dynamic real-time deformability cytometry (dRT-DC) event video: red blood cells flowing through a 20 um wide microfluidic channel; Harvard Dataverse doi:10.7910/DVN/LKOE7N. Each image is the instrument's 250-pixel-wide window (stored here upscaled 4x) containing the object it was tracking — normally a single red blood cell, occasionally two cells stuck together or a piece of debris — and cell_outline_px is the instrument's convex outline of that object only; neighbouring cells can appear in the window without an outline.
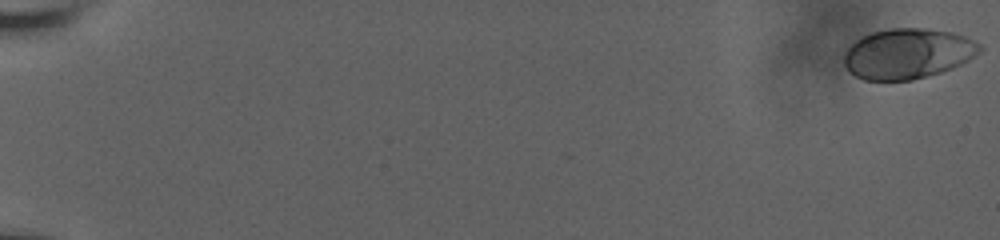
{"species": "human", "species_latin": "Homo sapiens", "temperature_condition": "room temperature", "stored_images_in_passage": 15, "camera_frame_rate_fps": 3000, "um_per_image_px": 0.085, "donor": {"sex": "male"}, "frame": {"image": 1, "passage_image": 1, "time_ms": 0.0, "image_size_px": [1000, 240], "cell_outline_px": [[984, 48], [980, 52], [968, 60], [952, 68], [928, 76], [912, 80], [864, 80], [848, 72], [844, 64], [844, 56], [848, 48], [856, 40], [872, 32], [892, 28], [928, 28], [952, 32], [964, 36], [980, 44]], "centroid_in_image_um": [77.16, 4.56], "position_along_channel_um": 7.8, "area_um2": 39.77}}
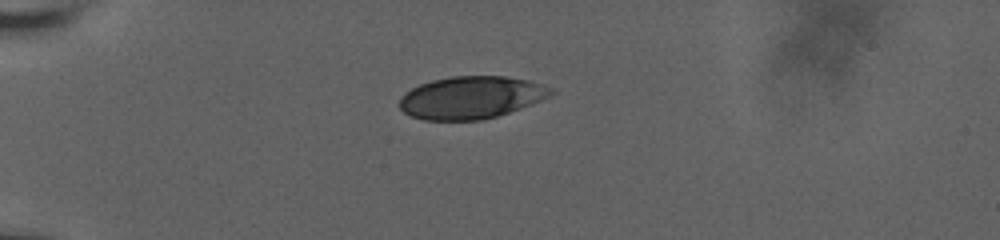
{"frame": {"image": 2, "passage_image": 11, "time_ms": 6.0, "image_size_px": [1000, 240], "cell_outline_px": [[556, 92], [532, 104], [496, 116], [480, 120], [424, 120], [412, 116], [404, 112], [400, 108], [400, 96], [412, 88], [420, 84], [432, 80], [452, 76], [504, 76], [528, 80], [556, 88]], "centroid_in_image_um": [40.06, 8.28], "position_along_channel_um": 44.9, "area_um2": 37.4}}
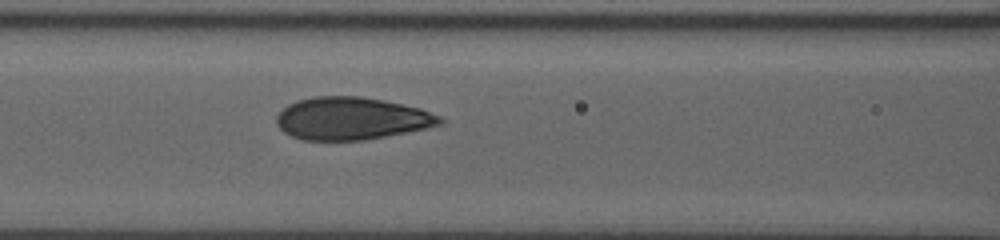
{"frame": {"image": 3, "passage_image": 15, "time_ms": 9.667, "image_size_px": [1000, 240], "cell_outline_px": [[444, 124], [364, 140], [304, 140], [292, 136], [284, 132], [276, 124], [276, 116], [288, 104], [296, 100], [312, 96], [360, 96], [384, 100], [420, 108], [440, 116], [444, 120]], "centroid_in_image_um": [29.85, 10.06], "position_along_channel_um": 136.7, "area_um2": 40.4}}